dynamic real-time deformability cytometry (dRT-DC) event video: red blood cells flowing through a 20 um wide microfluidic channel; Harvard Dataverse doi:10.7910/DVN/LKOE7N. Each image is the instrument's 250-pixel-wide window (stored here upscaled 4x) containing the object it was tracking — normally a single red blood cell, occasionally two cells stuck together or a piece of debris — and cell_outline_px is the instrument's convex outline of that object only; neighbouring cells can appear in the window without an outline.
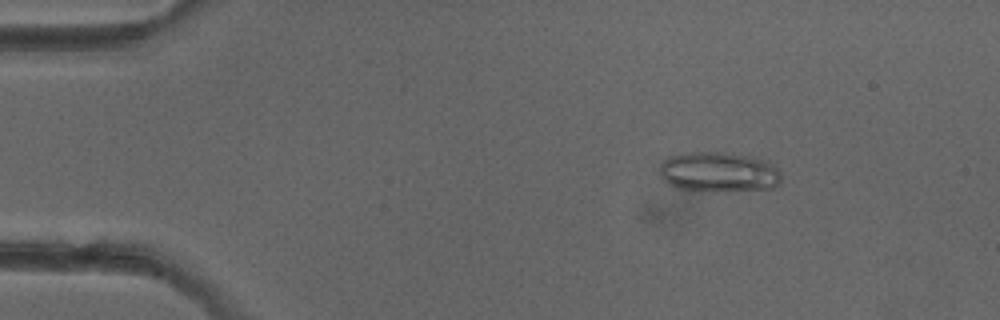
{"species": "common noctule bat (a hibernating species)", "species_latin": "Nyctalus noctula", "temperature_condition": "cold", "stored_images_in_passage": 2, "camera_frame_rate_fps": 3000, "um_per_image_px": 0.085, "animal": {"sex": "female"}, "frame": {"image": 1, "passage_image": 2, "time_ms": 3.0, "image_size_px": [1000, 320], "cell_outline_px": [[780, 184], [772, 188], [724, 192], [716, 192], [680, 188], [664, 180], [660, 176], [660, 164], [664, 160], [672, 156], [684, 152], [724, 152], [756, 156], [768, 160], [780, 172]], "centroid_in_image_um": [61.14, 14.61], "position_along_channel_um": 23.9, "area_um2": 28.78}}